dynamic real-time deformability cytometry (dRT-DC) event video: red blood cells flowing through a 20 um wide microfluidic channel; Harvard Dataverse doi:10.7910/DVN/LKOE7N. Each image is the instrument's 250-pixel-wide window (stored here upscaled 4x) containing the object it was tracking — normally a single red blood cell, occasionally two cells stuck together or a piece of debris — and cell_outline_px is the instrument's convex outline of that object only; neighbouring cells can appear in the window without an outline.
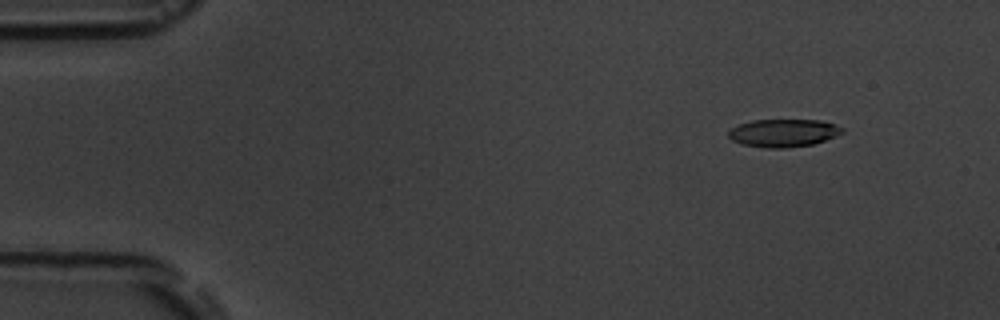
{"species": "common noctule bat (a hibernating species)", "species_latin": "Nyctalus noctula", "temperature_condition": "room temperature", "stored_images_in_passage": 4, "camera_frame_rate_fps": 3000, "um_per_image_px": 0.085, "animal": {"sex": "male", "body_mass_g": 19.5, "forearm_length_mm": 54.6}, "frame": {"image": 1, "passage_image": 2, "time_ms": 1.0, "image_size_px": [1000, 320], "cell_outline_px": [[844, 132], [824, 140], [812, 144], [784, 148], [768, 148], [740, 144], [732, 140], [728, 136], [728, 132], [732, 128], [740, 124], [752, 120], [820, 120], [844, 128]], "centroid_in_image_um": [66.56, 11.3], "position_along_channel_um": 18.4, "area_um2": 18.26}}